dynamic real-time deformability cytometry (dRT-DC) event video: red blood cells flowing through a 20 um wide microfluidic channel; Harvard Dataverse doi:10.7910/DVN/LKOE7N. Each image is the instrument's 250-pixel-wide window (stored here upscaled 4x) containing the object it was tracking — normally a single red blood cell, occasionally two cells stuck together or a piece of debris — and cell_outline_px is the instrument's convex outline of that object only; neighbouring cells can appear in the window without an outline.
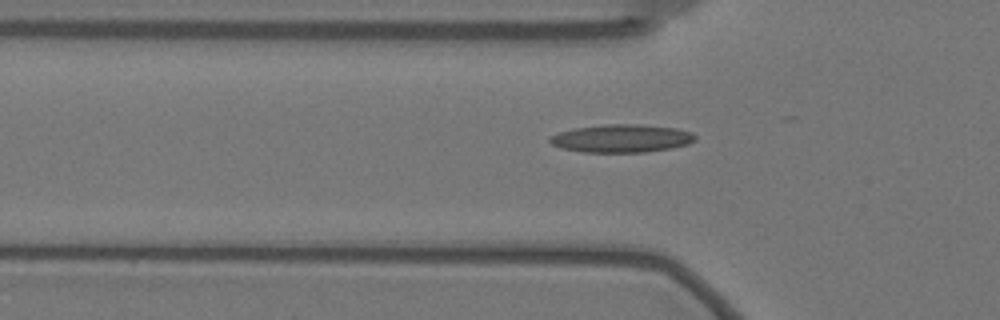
{"species": "Egyptian fruit bat (a non-hibernating species)", "species_latin": "Rousettus aegyptiacus", "temperature_condition": "warm", "stored_images_in_passage": 38, "camera_frame_rate_fps": 3000, "um_per_image_px": 0.085, "animal": {"sex": "female"}, "frame": {"image": 1, "passage_image": 8, "time_ms": 2.333, "image_size_px": [1000, 320], "cell_outline_px": [[696, 140], [688, 144], [668, 148], [644, 152], [584, 152], [560, 148], [552, 144], [548, 140], [552, 136], [560, 132], [576, 128], [604, 124], [636, 124], [676, 128], [692, 132], [696, 136]], "centroid_in_image_um": [52.84, 11.76], "position_along_channel_um": 73.0, "area_um2": 23.52}}
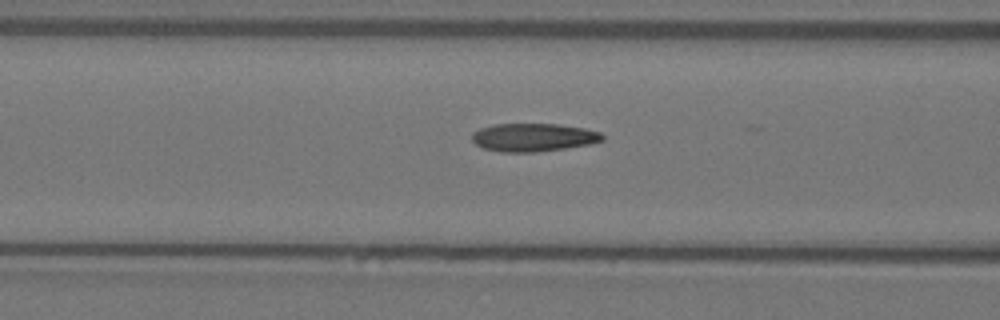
{"frame": {"image": 2, "passage_image": 12, "time_ms": 3.667, "image_size_px": [1000, 320], "cell_outline_px": [[604, 140], [588, 144], [564, 148], [536, 152], [500, 152], [484, 148], [476, 144], [472, 140], [472, 132], [480, 128], [492, 124], [556, 124], [584, 128], [600, 132], [604, 136]], "centroid_in_image_um": [45.31, 11.67], "position_along_channel_um": 121.3, "area_um2": 21.33}}
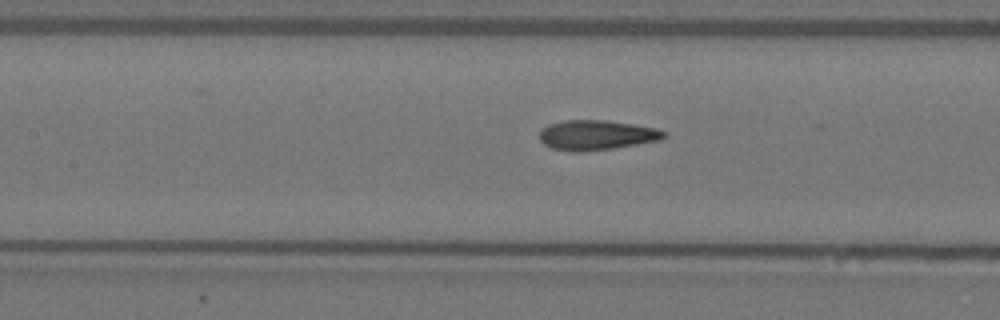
{"frame": {"image": 3, "passage_image": 15, "time_ms": 4.667, "image_size_px": [1000, 320], "cell_outline_px": [[664, 136], [660, 140], [612, 148], [580, 152], [572, 152], [552, 148], [544, 144], [540, 140], [540, 128], [548, 124], [564, 120], [604, 120], [632, 124], [656, 128], [664, 132]], "centroid_in_image_um": [50.63, 11.48], "position_along_channel_um": 156.8, "area_um2": 21.5}}